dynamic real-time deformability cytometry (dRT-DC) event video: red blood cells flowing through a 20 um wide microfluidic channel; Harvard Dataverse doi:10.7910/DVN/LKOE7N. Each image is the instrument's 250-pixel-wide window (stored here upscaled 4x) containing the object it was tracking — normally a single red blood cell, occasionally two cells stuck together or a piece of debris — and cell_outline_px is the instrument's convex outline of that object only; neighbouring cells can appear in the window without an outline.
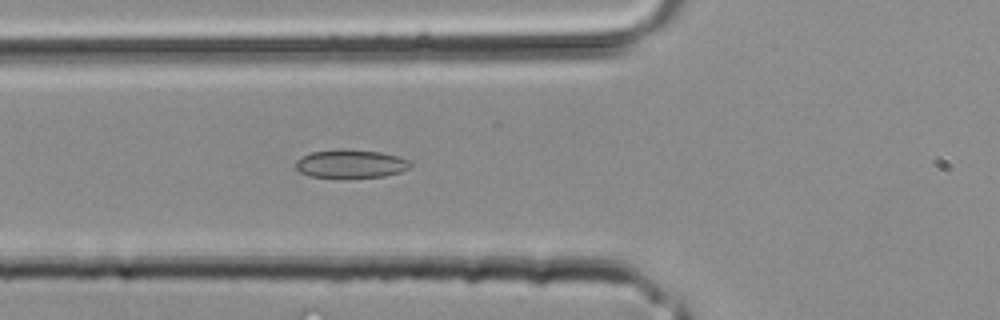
{"species": "common noctule bat (a hibernating species)", "species_latin": "Nyctalus noctula", "temperature_condition": "room temperature", "stored_images_in_passage": 34, "camera_frame_rate_fps": 3000, "um_per_image_px": 0.085, "animal": {"sex": "male", "body_mass_g": 20.4}, "frame": {"image": 1, "passage_image": 12, "time_ms": 3.667, "image_size_px": [1000, 320], "cell_outline_px": [[412, 164], [408, 168], [400, 172], [384, 176], [312, 176], [300, 172], [296, 168], [296, 160], [312, 152], [340, 148], [344, 148], [380, 152], [396, 156], [408, 160]], "centroid_in_image_um": [29.81, 13.89], "position_along_channel_um": 96.0, "area_um2": 18.44}}
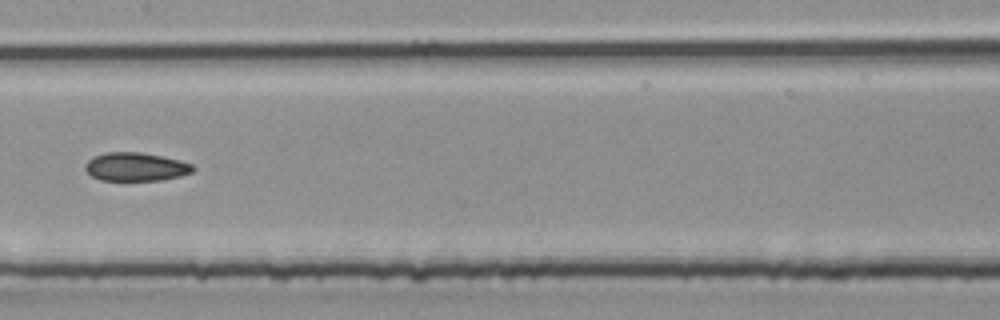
{"frame": {"image": 2, "passage_image": 17, "time_ms": 5.333, "image_size_px": [1000, 320], "cell_outline_px": [[196, 168], [192, 172], [180, 176], [160, 180], [100, 180], [92, 176], [84, 168], [84, 164], [92, 156], [108, 152], [140, 152], [180, 160], [192, 164]], "centroid_in_image_um": [11.53, 14.17], "position_along_channel_um": 195.9, "area_um2": 17.86}}
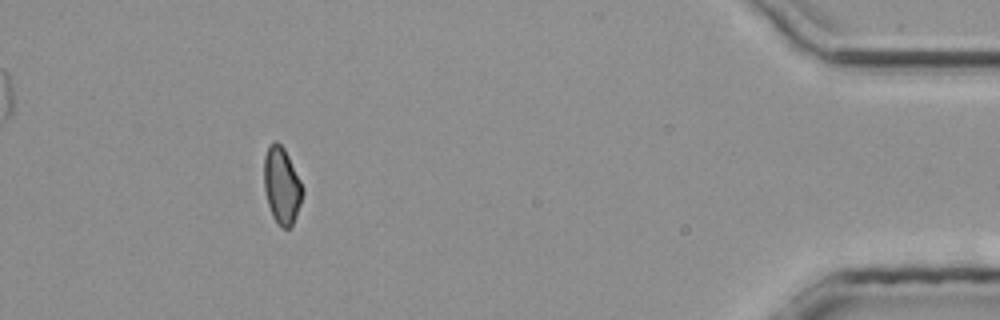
{"frame": {"image": 3, "passage_image": 31, "time_ms": 10.0, "image_size_px": [1000, 320], "cell_outline_px": [[304, 192], [296, 216], [292, 224], [288, 228], [284, 228], [276, 224], [272, 216], [268, 204], [264, 188], [264, 156], [268, 144], [272, 140], [276, 140], [284, 148], [304, 188]], "centroid_in_image_um": [23.93, 15.75], "position_along_channel_um": 411.3, "area_um2": 17.34}}